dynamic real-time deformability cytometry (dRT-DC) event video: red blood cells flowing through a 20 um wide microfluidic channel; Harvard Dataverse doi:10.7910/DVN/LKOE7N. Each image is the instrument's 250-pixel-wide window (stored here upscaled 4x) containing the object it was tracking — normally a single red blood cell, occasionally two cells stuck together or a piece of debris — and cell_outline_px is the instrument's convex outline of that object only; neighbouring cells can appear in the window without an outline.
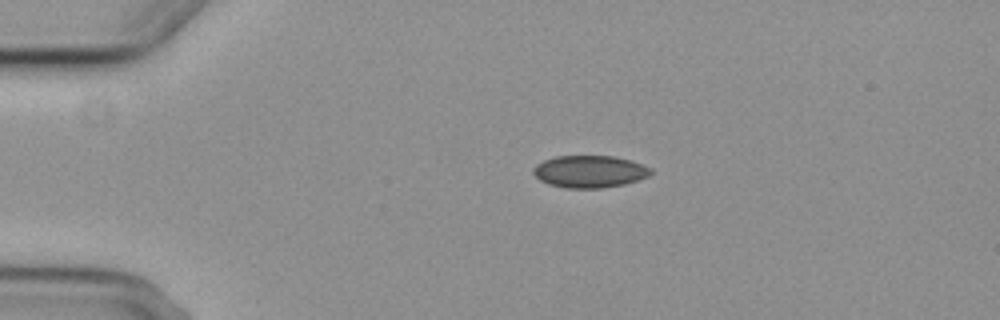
{"species": "common noctule bat (a hibernating species)", "species_latin": "Nyctalus noctula", "temperature_condition": "cold", "stored_images_in_passage": 4, "camera_frame_rate_fps": 3000, "um_per_image_px": 0.085, "animal": {"sex": "female", "body_mass_g": 29.2, "forearm_length_mm": 56.3}, "frame": {"image": 1, "passage_image": 1, "time_ms": 0.0, "image_size_px": [1000, 320], "cell_outline_px": [[652, 172], [648, 176], [624, 184], [604, 188], [564, 188], [548, 184], [540, 180], [532, 172], [532, 168], [536, 164], [544, 160], [556, 156], [612, 156], [632, 160], [652, 168]], "centroid_in_image_um": [50.1, 14.58], "position_along_channel_um": 34.9, "area_um2": 22.14}}
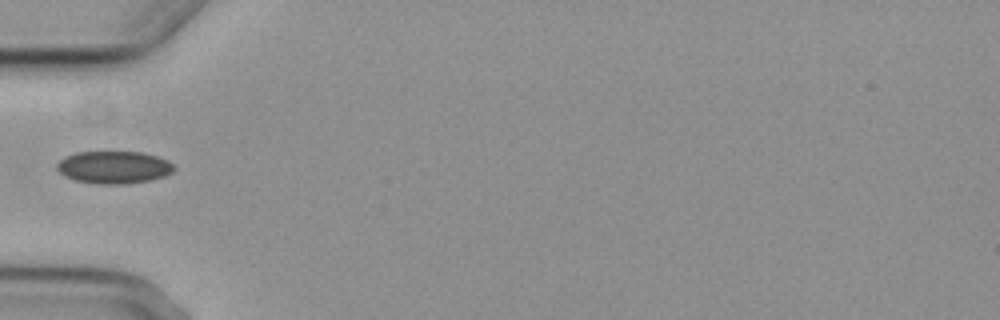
{"frame": {"image": 2, "passage_image": 3, "time_ms": 2.333, "image_size_px": [1000, 320], "cell_outline_px": [[176, 168], [172, 172], [164, 176], [148, 180], [124, 184], [96, 184], [76, 180], [64, 176], [56, 168], [56, 164], [64, 156], [76, 152], [144, 152], [168, 160]], "centroid_in_image_um": [9.66, 14.21], "position_along_channel_um": 75.3, "area_um2": 22.2}}
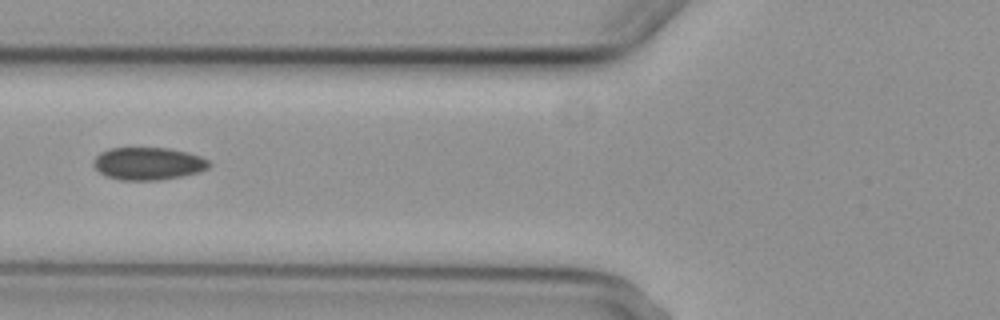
{"frame": {"image": 3, "passage_image": 4, "time_ms": 3.333, "image_size_px": [1000, 320], "cell_outline_px": [[212, 164], [208, 168], [200, 172], [160, 180], [120, 180], [104, 176], [92, 164], [92, 160], [100, 152], [108, 148], [168, 148], [188, 152], [200, 156], [208, 160]], "centroid_in_image_um": [12.58, 13.9], "position_along_channel_um": 113.2, "area_um2": 22.14}}